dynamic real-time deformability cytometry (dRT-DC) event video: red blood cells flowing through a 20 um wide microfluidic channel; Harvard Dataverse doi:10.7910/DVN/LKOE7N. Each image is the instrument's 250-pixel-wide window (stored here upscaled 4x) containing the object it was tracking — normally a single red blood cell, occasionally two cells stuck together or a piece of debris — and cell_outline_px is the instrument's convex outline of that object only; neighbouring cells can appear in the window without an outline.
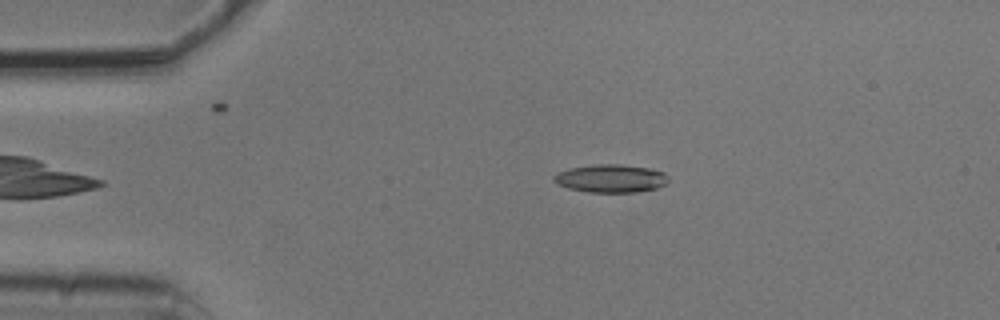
{"species": "common noctule bat (a hibernating species)", "species_latin": "Nyctalus noctula", "temperature_condition": "cold", "stored_images_in_passage": 4, "camera_frame_rate_fps": 3000, "um_per_image_px": 0.085, "animal": {"sex": "male", "body_mass_g": 20.5, "forearm_length_mm": 52.5}, "frame": {"image": 1, "passage_image": 2, "time_ms": 0.333, "image_size_px": [1000, 320], "cell_outline_px": [[668, 180], [664, 184], [656, 188], [636, 192], [588, 192], [568, 188], [556, 184], [552, 180], [552, 176], [556, 172], [568, 168], [596, 164], [620, 164], [648, 168], [664, 172], [668, 176]], "centroid_in_image_um": [51.85, 15.16], "position_along_channel_um": 33.1, "area_um2": 18.84}}
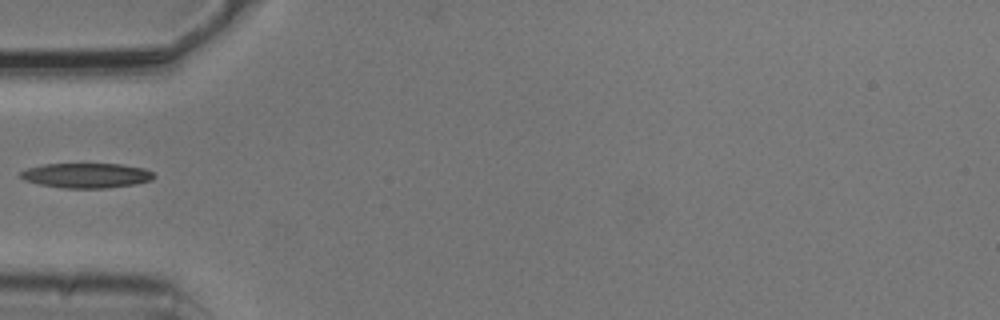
{"frame": {"image": 2, "passage_image": 4, "time_ms": 1.0, "image_size_px": [1000, 320], "cell_outline_px": [[156, 176], [152, 180], [136, 184], [104, 188], [64, 188], [40, 184], [24, 180], [20, 176], [20, 172], [28, 168], [44, 164], [120, 164], [144, 168], [152, 172]], "centroid_in_image_um": [7.37, 14.91], "position_along_channel_um": 77.6, "area_um2": 19.25}}